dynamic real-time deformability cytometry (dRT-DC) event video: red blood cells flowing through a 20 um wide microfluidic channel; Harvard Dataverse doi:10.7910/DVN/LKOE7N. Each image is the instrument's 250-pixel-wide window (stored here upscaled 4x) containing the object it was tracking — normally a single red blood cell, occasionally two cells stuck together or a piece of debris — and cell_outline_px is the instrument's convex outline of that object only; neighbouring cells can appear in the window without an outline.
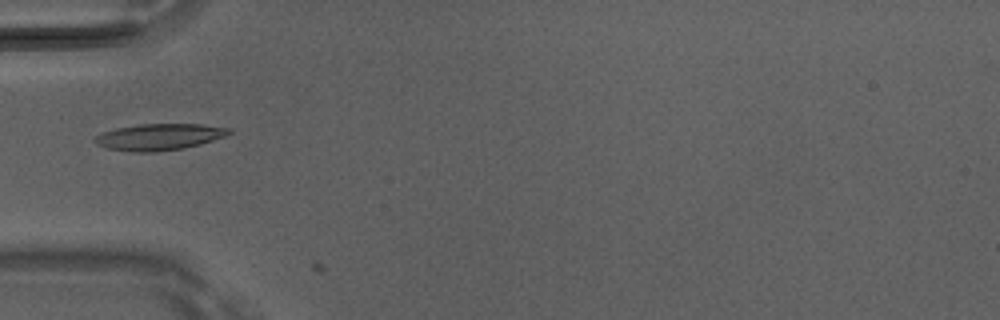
{"species": "Egyptian fruit bat (a non-hibernating species)", "species_latin": "Rousettus aegyptiacus", "temperature_condition": "room temperature", "stored_images_in_passage": 2, "camera_frame_rate_fps": 3000, "um_per_image_px": 0.085, "animal": {"sex": "male"}, "frame": {"image": 1, "passage_image": 1, "time_ms": 0.0, "image_size_px": [1000, 320], "cell_outline_px": [[232, 132], [228, 136], [200, 144], [180, 148], [156, 152], [132, 152], [108, 148], [96, 144], [92, 140], [96, 136], [104, 132], [116, 128], [140, 124], [204, 124], [232, 128]], "centroid_in_image_um": [13.58, 11.63], "position_along_channel_um": 71.4, "area_um2": 20.75}}